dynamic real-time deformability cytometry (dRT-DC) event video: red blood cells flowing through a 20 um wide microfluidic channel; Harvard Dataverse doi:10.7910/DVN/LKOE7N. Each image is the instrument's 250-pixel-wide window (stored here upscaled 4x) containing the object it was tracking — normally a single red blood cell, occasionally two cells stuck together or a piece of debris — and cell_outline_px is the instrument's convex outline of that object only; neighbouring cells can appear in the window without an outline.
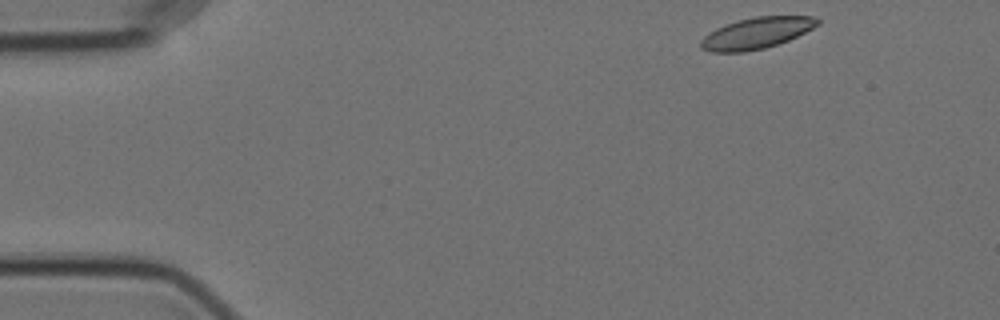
{"species": "Egyptian fruit bat (a non-hibernating species)", "species_latin": "Rousettus aegyptiacus", "temperature_condition": "cold", "stored_images_in_passage": 53, "camera_frame_rate_fps": 3000, "um_per_image_px": 0.085, "animal": {"sex": "female"}, "frame": {"image": 1, "passage_image": 1, "time_ms": 0.0, "image_size_px": [1000, 320], "cell_outline_px": [[820, 24], [788, 40], [764, 48], [744, 52], [712, 52], [700, 48], [700, 40], [704, 36], [716, 28], [724, 24], [756, 16], [816, 16], [820, 20]], "centroid_in_image_um": [64.29, 2.81], "position_along_channel_um": 20.7, "area_um2": 21.15}}
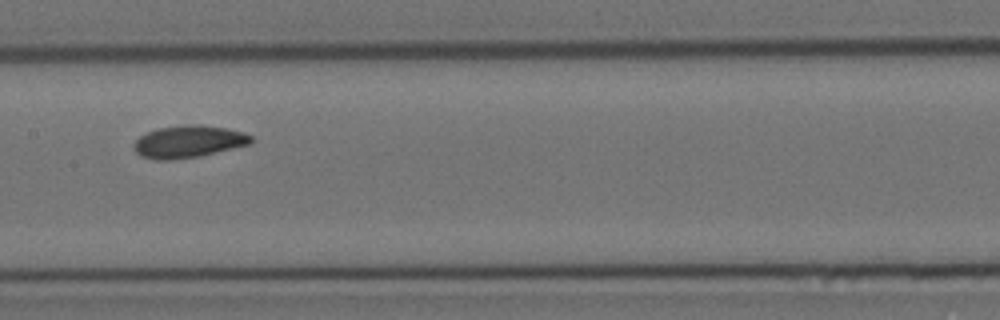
{"frame": {"image": 2, "passage_image": 23, "time_ms": 7.333, "image_size_px": [1000, 320], "cell_outline_px": [[252, 144], [200, 156], [172, 160], [156, 160], [140, 156], [132, 148], [132, 144], [140, 136], [148, 132], [160, 128], [192, 124], [200, 124], [224, 128], [244, 132], [252, 136]], "centroid_in_image_um": [16.02, 12.05], "position_along_channel_um": 191.4, "area_um2": 22.08}}
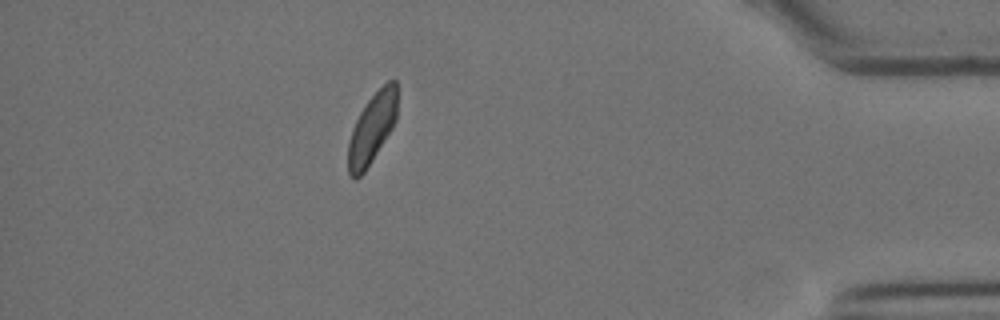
{"frame": {"image": 3, "passage_image": 45, "time_ms": 14.667, "image_size_px": [1000, 320], "cell_outline_px": [[396, 120], [392, 128], [372, 160], [364, 172], [356, 180], [352, 180], [348, 176], [348, 140], [352, 128], [364, 104], [388, 80], [396, 80]], "centroid_in_image_um": [31.58, 10.95], "position_along_channel_um": 403.6, "area_um2": 20.0}}